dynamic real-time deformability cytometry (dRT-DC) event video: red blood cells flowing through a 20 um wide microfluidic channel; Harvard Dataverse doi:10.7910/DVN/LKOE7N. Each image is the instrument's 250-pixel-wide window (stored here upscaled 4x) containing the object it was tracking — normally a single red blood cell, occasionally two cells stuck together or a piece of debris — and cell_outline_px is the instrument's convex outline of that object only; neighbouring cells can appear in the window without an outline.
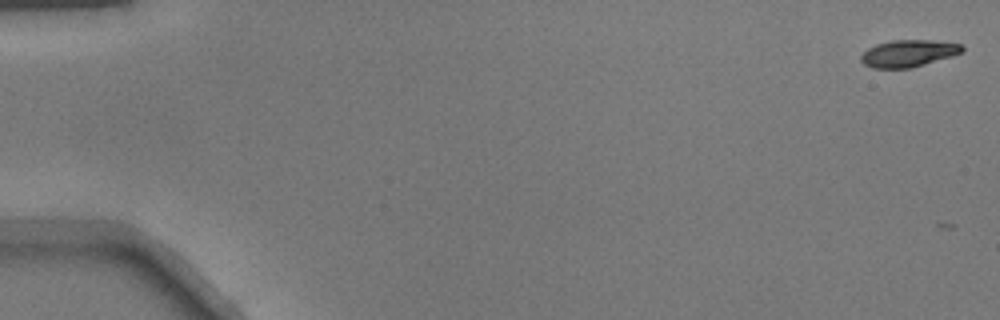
{"species": "common noctule bat (a hibernating species)", "species_latin": "Nyctalus noctula", "temperature_condition": "warm", "stored_images_in_passage": 8, "camera_frame_rate_fps": 3000, "um_per_image_px": 0.085, "animal": {"sex": "male", "body_mass_g": 17.9}, "frame": {"image": 1, "passage_image": 2, "time_ms": 0.333, "image_size_px": [1000, 320], "cell_outline_px": [[964, 48], [960, 52], [952, 56], [924, 64], [908, 68], [872, 68], [864, 64], [860, 60], [860, 56], [868, 48], [876, 44], [892, 40], [932, 40], [964, 44]], "centroid_in_image_um": [77.2, 4.52], "position_along_channel_um": 7.8, "area_um2": 15.84}}